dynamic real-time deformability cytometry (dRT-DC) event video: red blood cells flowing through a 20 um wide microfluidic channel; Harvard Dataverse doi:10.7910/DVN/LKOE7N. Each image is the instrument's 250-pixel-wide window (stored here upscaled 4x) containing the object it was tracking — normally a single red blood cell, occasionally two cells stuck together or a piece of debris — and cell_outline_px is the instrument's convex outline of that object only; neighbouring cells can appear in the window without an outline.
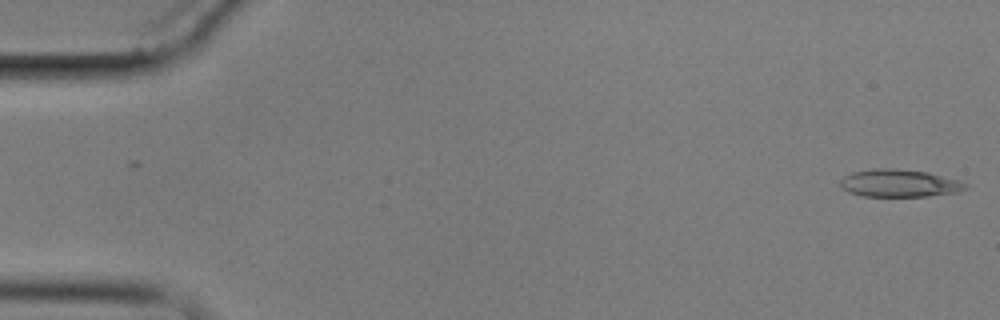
{"species": "common noctule bat (a hibernating species)", "species_latin": "Nyctalus noctula", "temperature_condition": "cold", "stored_images_in_passage": 6, "camera_frame_rate_fps": 3000, "um_per_image_px": 0.085, "animal": {"sex": "male", "body_mass_g": 17.9}, "frame": {"image": 1, "passage_image": 1, "time_ms": 0.0, "image_size_px": [1000, 320], "cell_outline_px": [[968, 188], [956, 192], [928, 196], [864, 196], [848, 192], [840, 184], [840, 180], [844, 176], [852, 172], [872, 168], [896, 168], [928, 172], [960, 180], [968, 184]], "centroid_in_image_um": [76.46, 15.56], "position_along_channel_um": 8.5, "area_um2": 20.23}}